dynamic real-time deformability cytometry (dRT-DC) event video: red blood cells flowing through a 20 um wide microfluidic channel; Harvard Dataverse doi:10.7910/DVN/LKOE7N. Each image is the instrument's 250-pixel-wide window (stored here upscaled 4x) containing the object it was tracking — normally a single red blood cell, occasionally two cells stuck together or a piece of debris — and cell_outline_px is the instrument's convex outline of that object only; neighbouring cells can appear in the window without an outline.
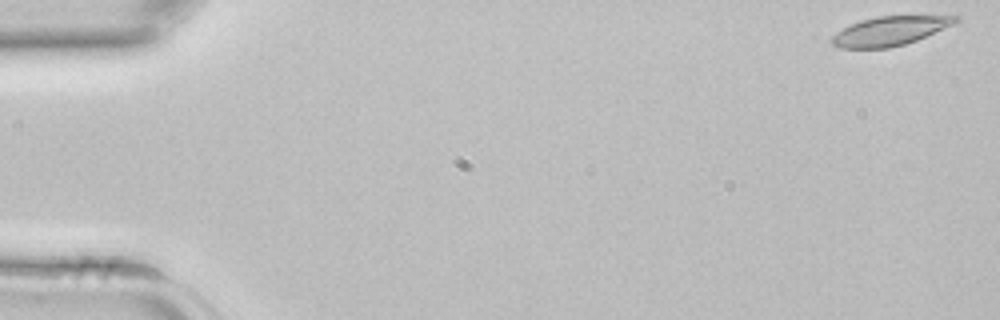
{"species": "common noctule bat (a hibernating species)", "species_latin": "Nyctalus noctula", "temperature_condition": "room temperature", "stored_images_in_passage": 43, "camera_frame_rate_fps": 3000, "um_per_image_px": 0.085, "animal": {"sex": "female", "body_mass_g": 22.7, "forearm_length_mm": 54.2}, "frame": {"image": 1, "passage_image": 1, "time_ms": 0.0, "image_size_px": [1000, 320], "cell_outline_px": [[960, 20], [956, 24], [916, 40], [904, 44], [888, 48], [840, 48], [832, 44], [828, 40], [836, 32], [860, 20], [876, 16], [960, 16]], "centroid_in_image_um": [75.64, 2.63], "position_along_channel_um": 9.4, "area_um2": 20.98}}
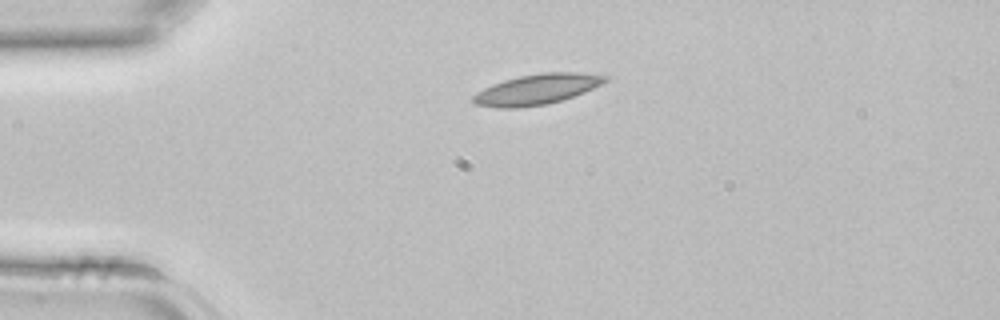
{"frame": {"image": 2, "passage_image": 10, "time_ms": 3.0, "image_size_px": [1000, 320], "cell_outline_px": [[608, 80], [584, 92], [548, 104], [520, 108], [496, 108], [476, 104], [472, 100], [472, 96], [476, 92], [492, 84], [504, 80], [520, 76], [544, 72], [576, 72], [608, 76]], "centroid_in_image_um": [45.59, 7.6], "position_along_channel_um": 39.4, "area_um2": 23.24}}
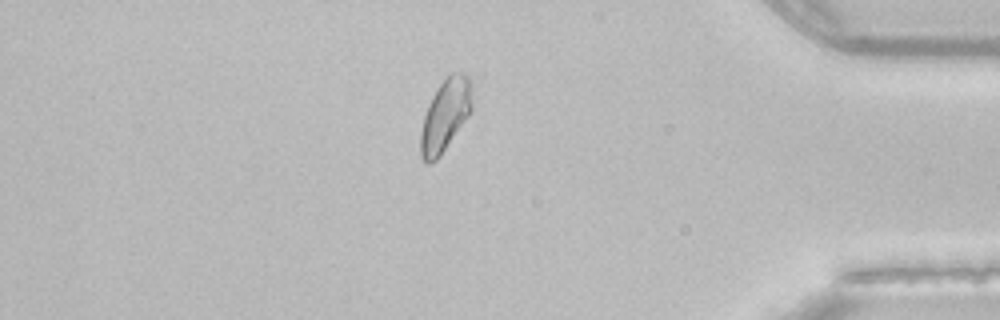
{"frame": {"image": 3, "passage_image": 37, "time_ms": 12.0, "image_size_px": [1000, 320], "cell_outline_px": [[472, 112], [440, 156], [436, 160], [428, 164], [420, 156], [420, 132], [424, 116], [428, 104], [436, 88], [452, 72], [464, 72], [468, 76], [472, 84]], "centroid_in_image_um": [37.86, 9.78], "position_along_channel_um": 397.3, "area_um2": 21.91}}